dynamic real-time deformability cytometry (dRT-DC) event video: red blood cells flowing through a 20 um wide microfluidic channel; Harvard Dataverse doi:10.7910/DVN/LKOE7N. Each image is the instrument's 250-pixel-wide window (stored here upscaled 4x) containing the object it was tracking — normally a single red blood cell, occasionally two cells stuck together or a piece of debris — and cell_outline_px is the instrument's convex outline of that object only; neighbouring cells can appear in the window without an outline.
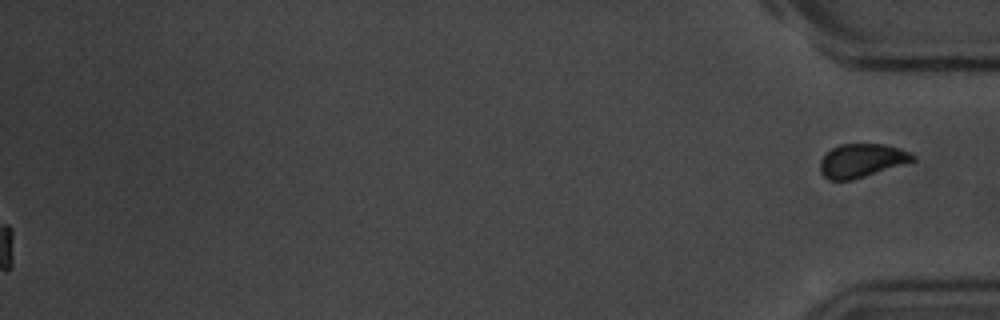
{"species": "common noctule bat (a hibernating species)", "species_latin": "Nyctalus noctula", "temperature_condition": "room temperature", "stored_images_in_passage": 47, "segment_of_instrument_passage": [2, 2], "camera_frame_rate_fps": 3000, "um_per_image_px": 0.085, "animal": {"sex": "male", "body_mass_g": 20.1, "forearm_length_mm": 53.5}, "frame": {"image": 1, "passage_image": 47, "time_ms": 15.333, "image_size_px": [1000, 320], "cell_outline_px": [[916, 160], [852, 180], [828, 180], [820, 172], [820, 160], [832, 148], [840, 144], [884, 144], [900, 148], [916, 156]], "centroid_in_image_um": [73.23, 13.64], "position_along_channel_um": 362.0, "area_um2": 17.98}}